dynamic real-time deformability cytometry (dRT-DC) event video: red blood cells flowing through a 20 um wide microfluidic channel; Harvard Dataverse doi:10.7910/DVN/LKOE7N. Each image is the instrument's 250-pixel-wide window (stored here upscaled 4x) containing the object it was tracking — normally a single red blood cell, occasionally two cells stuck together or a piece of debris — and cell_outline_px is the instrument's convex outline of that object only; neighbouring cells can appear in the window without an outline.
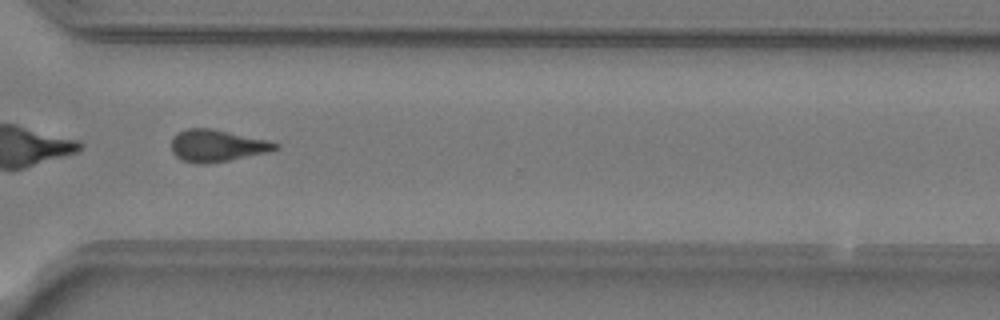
{"species": "common noctule bat (a hibernating species)", "species_latin": "Nyctalus noctula", "temperature_condition": "warm", "stored_images_in_passage": 51, "camera_frame_rate_fps": 3000, "um_per_image_px": 0.085, "animal": {"sex": "male", "body_mass_g": 19.2, "forearm_length_mm": 51.8}, "frame": {"image": 1, "passage_image": 37, "time_ms": 12.0, "image_size_px": [1000, 320], "cell_outline_px": [[280, 148], [268, 152], [228, 160], [204, 164], [196, 164], [180, 160], [172, 152], [172, 140], [176, 132], [188, 128], [212, 128], [268, 140], [280, 144]], "centroid_in_image_um": [18.44, 12.38], "position_along_channel_um": 352.2, "area_um2": 19.48}}
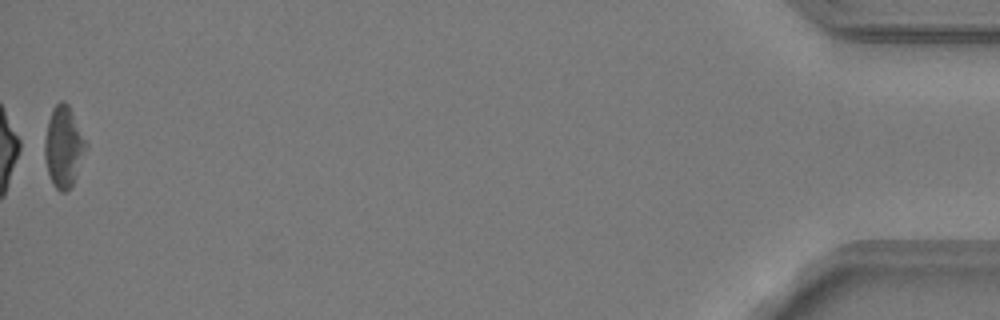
{"frame": {"image": 2, "passage_image": 51, "time_ms": 16.667, "image_size_px": [1000, 320], "cell_outline_px": [[88, 148], [76, 176], [72, 184], [64, 192], [60, 192], [52, 184], [48, 172], [44, 156], [44, 140], [48, 120], [52, 108], [60, 100], [64, 100], [68, 104], [88, 140]], "centroid_in_image_um": [5.43, 12.43], "position_along_channel_um": 429.8, "area_um2": 19.88}, "authors_computed_cell_mechanics": {"area_um2": 19.363, "velocity_mm_per_s": 3.7945, "shape_relaxation_time_tau1_ms": null, "shape_relaxation_time_tau2_ms": 4.1595, "deformation_change_tau1": null, "deformation_change_tau2": 0.1511}}